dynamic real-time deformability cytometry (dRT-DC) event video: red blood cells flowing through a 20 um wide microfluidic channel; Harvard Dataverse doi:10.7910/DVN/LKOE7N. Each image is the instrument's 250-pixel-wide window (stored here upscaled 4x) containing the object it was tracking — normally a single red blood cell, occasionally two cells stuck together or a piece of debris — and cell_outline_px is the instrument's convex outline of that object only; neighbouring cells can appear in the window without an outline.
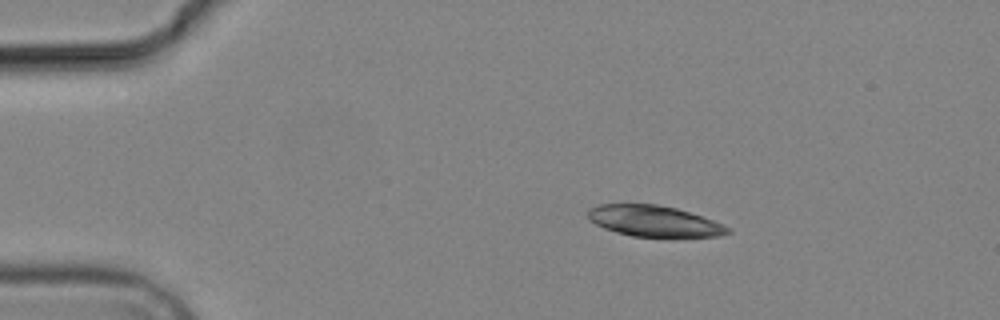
{"species": "common noctule bat (a hibernating species)", "species_latin": "Nyctalus noctula", "temperature_condition": "cold", "stored_images_in_passage": 3, "camera_frame_rate_fps": 3000, "um_per_image_px": 0.085, "animal": {"sex": "male", "body_mass_g": 19.2, "forearm_length_mm": 51.8}, "frame": {"image": 1, "passage_image": 1, "time_ms": 0.0, "image_size_px": [1000, 320], "cell_outline_px": [[732, 232], [720, 236], [632, 236], [616, 232], [604, 228], [588, 220], [588, 208], [600, 204], [656, 204], [676, 208], [712, 220], [732, 228]], "centroid_in_image_um": [55.57, 18.78], "position_along_channel_um": 29.4, "area_um2": 25.03}}